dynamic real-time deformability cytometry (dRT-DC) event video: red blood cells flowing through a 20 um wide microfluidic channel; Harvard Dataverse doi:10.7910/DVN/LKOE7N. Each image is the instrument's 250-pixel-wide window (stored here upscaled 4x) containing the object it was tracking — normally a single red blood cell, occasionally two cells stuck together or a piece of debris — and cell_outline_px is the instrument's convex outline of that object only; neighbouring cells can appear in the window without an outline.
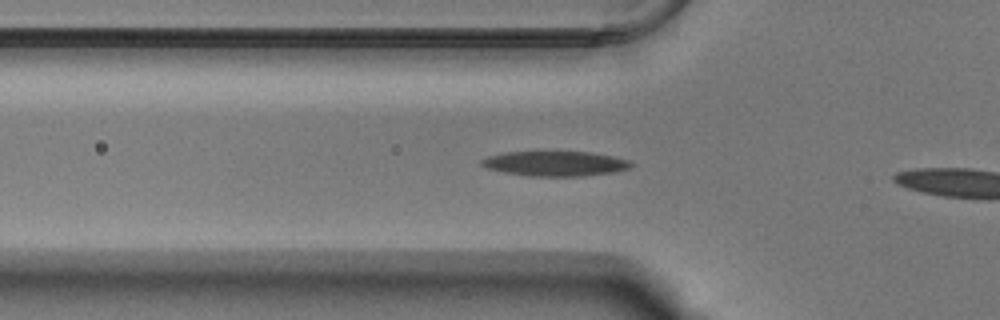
{"species": "Egyptian fruit bat (a non-hibernating species)", "species_latin": "Rousettus aegyptiacus", "temperature_condition": "warm", "stored_images_in_passage": 9, "camera_frame_rate_fps": 3000, "um_per_image_px": 0.085, "animal": {"sex": "male"}, "frame": {"image": 1, "passage_image": 7, "time_ms": 2.0, "image_size_px": [1000, 320], "cell_outline_px": [[636, 164], [632, 168], [616, 172], [580, 176], [528, 176], [504, 172], [484, 168], [480, 164], [480, 160], [488, 156], [504, 152], [588, 152], [612, 156], [632, 160]], "centroid_in_image_um": [47.23, 13.91], "position_along_channel_um": 78.6, "area_um2": 21.96}}